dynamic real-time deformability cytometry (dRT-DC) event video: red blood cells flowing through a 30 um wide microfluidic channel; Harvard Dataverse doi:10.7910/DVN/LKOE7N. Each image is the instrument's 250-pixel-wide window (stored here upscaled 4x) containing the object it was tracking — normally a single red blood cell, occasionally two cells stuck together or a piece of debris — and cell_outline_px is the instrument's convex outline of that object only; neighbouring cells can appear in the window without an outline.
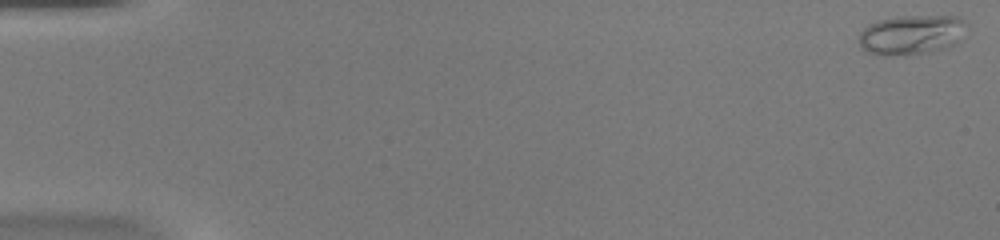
{"species": "common noctule bat (a hibernating species)", "species_latin": "Nyctalus noctula", "temperature_condition": "warm", "stored_images_in_passage": 53, "camera_frame_rate_fps": 3000, "um_per_image_px": 0.085, "animal": {"sex": "female", "body_mass_g": 20.0, "forearm_length_mm": 54.0}, "frame": {"image": 1, "passage_image": 1, "time_ms": 0.0, "image_size_px": [1000, 240], "cell_outline_px": [[968, 24], [956, 44], [948, 48], [928, 52], [904, 56], [880, 56], [864, 52], [860, 48], [860, 32], [868, 24], [876, 20], [896, 16], [960, 16]], "centroid_in_image_um": [77.45, 2.97], "position_along_channel_um": 7.6, "area_um2": 25.55}}
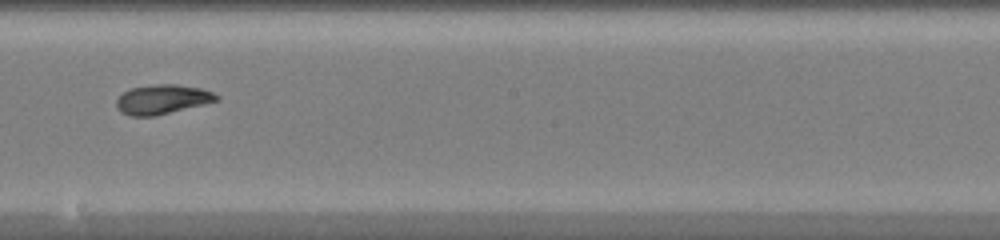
{"frame": {"image": 2, "passage_image": 31, "time_ms": 10.0, "image_size_px": [1000, 240], "cell_outline_px": [[220, 100], [204, 104], [152, 116], [132, 116], [120, 112], [116, 108], [116, 100], [128, 88], [156, 84], [176, 84], [200, 88], [212, 92], [220, 96]], "centroid_in_image_um": [13.78, 8.43], "position_along_channel_um": 234.4, "area_um2": 17.11}}
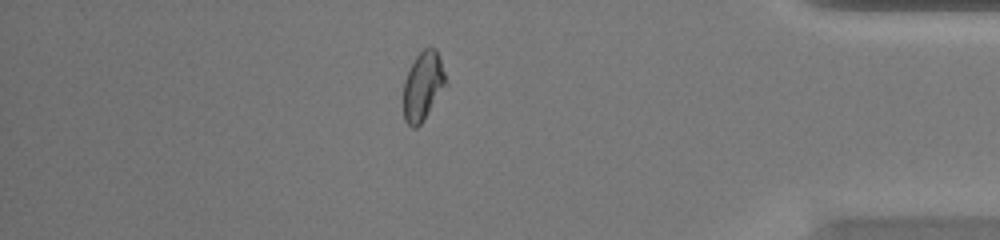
{"frame": {"image": 3, "passage_image": 46, "time_ms": 15.0, "image_size_px": [1000, 240], "cell_outline_px": [[448, 84], [420, 124], [416, 128], [412, 128], [404, 120], [404, 80], [408, 68], [416, 56], [424, 48], [436, 48]], "centroid_in_image_um": [35.95, 7.31], "position_along_channel_um": 399.3, "area_um2": 16.94}, "authors_computed_cell_mechanics": {"area_um2": 17.6868, "velocity_mm_per_s": 3.9394, "shape_relaxation_time_tau1_ms": null, "shape_relaxation_time_tau2_ms": 1.6661, "deformation_change_tau1": null, "deformation_change_tau2": 0.0791}}